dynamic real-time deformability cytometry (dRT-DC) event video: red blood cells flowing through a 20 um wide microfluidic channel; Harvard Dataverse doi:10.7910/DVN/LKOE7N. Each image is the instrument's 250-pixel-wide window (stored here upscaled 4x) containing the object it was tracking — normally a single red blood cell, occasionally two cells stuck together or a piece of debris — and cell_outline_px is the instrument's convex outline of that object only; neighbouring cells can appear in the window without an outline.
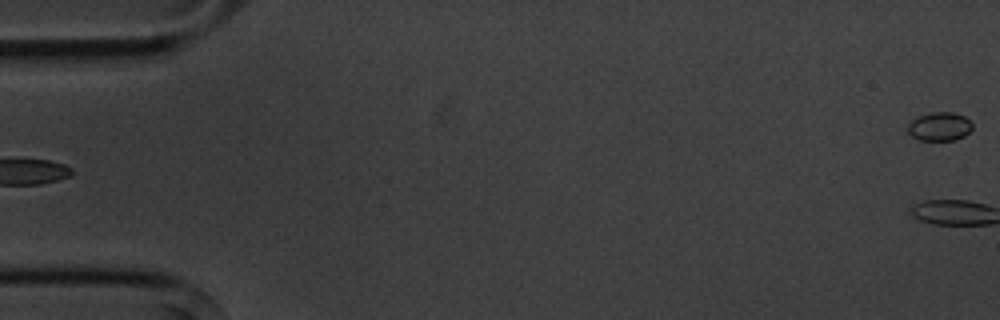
{"species": "common noctule bat (a hibernating species)", "species_latin": "Nyctalus noctula", "temperature_condition": "cold", "stored_images_in_passage": 4, "camera_frame_rate_fps": 3000, "um_per_image_px": 0.085, "animal": {"sex": "male", "body_mass_g": 20.1, "forearm_length_mm": 53.5}, "frame": {"image": 1, "passage_image": 4, "time_ms": 3.333, "image_size_px": [1000, 320], "cell_outline_px": [[972, 128], [964, 136], [956, 140], [920, 140], [912, 136], [908, 132], [908, 124], [912, 120], [920, 116], [932, 112], [952, 112], [964, 116], [972, 124]], "centroid_in_image_um": [79.87, 10.76], "position_along_channel_um": 5.1, "area_um2": 10.64}}